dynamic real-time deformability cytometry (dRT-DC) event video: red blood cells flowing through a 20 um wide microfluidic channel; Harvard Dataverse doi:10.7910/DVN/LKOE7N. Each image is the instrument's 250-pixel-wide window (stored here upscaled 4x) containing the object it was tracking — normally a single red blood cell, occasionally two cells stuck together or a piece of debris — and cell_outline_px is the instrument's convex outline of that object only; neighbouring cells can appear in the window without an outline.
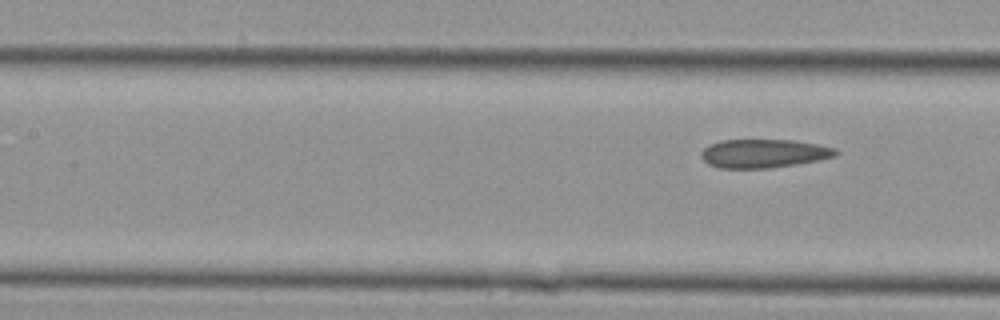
{"species": "Egyptian fruit bat (a non-hibernating species)", "species_latin": "Rousettus aegyptiacus", "temperature_condition": "cold", "stored_images_in_passage": 5, "camera_frame_rate_fps": 3000, "um_per_image_px": 0.085, "animal": {"sex": "female"}, "frame": {"image": 1, "passage_image": 5, "time_ms": 1.333, "image_size_px": [1000, 320], "cell_outline_px": [[840, 152], [836, 156], [820, 160], [796, 164], [768, 168], [716, 168], [708, 164], [700, 156], [700, 152], [708, 144], [720, 140], [792, 140], [816, 144], [836, 148]], "centroid_in_image_um": [64.9, 13.04], "position_along_channel_um": 142.5, "area_um2": 22.6}}